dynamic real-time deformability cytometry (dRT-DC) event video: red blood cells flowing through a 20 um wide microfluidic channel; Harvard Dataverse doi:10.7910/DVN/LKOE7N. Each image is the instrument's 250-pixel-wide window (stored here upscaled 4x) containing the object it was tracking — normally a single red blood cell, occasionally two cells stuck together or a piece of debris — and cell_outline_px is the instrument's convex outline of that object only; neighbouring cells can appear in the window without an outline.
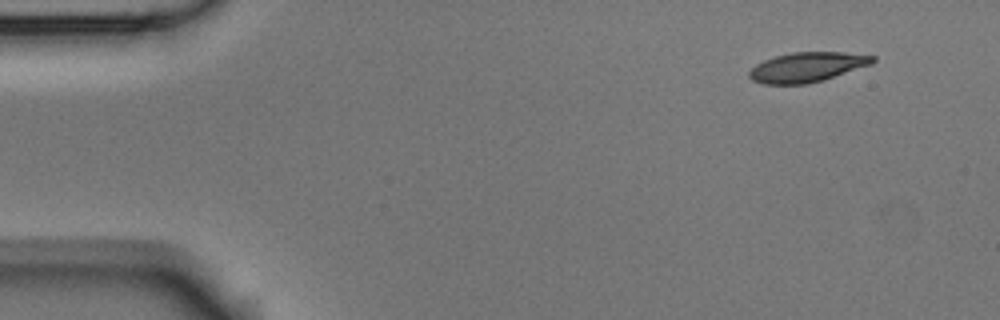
{"species": "Egyptian fruit bat (a non-hibernating species)", "species_latin": "Rousettus aegyptiacus", "temperature_condition": "room temperature", "stored_images_in_passage": 4, "camera_frame_rate_fps": 3000, "um_per_image_px": 0.085, "animal": {"sex": "male"}, "frame": {"image": 1, "passage_image": 1, "time_ms": 0.0, "image_size_px": [1000, 320], "cell_outline_px": [[876, 60], [872, 64], [824, 80], [808, 84], [764, 84], [752, 80], [748, 76], [748, 72], [756, 64], [764, 60], [776, 56], [792, 52], [844, 52], [876, 56]], "centroid_in_image_um": [68.62, 5.71], "position_along_channel_um": 16.4, "area_um2": 21.5}}